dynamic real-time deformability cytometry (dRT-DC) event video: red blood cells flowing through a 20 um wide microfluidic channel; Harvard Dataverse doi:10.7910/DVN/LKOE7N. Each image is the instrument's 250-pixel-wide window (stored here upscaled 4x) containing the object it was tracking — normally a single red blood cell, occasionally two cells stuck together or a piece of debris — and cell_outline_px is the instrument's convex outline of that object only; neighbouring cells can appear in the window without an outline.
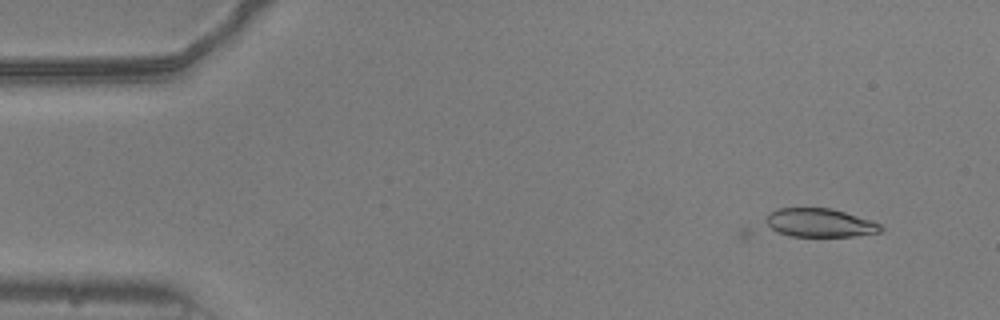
{"species": "common noctule bat (a hibernating species)", "species_latin": "Nyctalus noctula", "temperature_condition": "warm", "stored_images_in_passage": 9, "camera_frame_rate_fps": 3000, "um_per_image_px": 0.085, "animal": {"sex": "male", "body_mass_g": 20.5, "forearm_length_mm": 52.5}, "frame": {"image": 1, "passage_image": 9, "time_ms": 2.667, "image_size_px": [1000, 320], "cell_outline_px": [[884, 228], [880, 232], [856, 236], [740, 240], [740, 228], [768, 212], [780, 208], [832, 208], [872, 220], [880, 224]], "centroid_in_image_um": [68.66, 19.09], "position_along_channel_um": 16.3, "area_um2": 24.62}}